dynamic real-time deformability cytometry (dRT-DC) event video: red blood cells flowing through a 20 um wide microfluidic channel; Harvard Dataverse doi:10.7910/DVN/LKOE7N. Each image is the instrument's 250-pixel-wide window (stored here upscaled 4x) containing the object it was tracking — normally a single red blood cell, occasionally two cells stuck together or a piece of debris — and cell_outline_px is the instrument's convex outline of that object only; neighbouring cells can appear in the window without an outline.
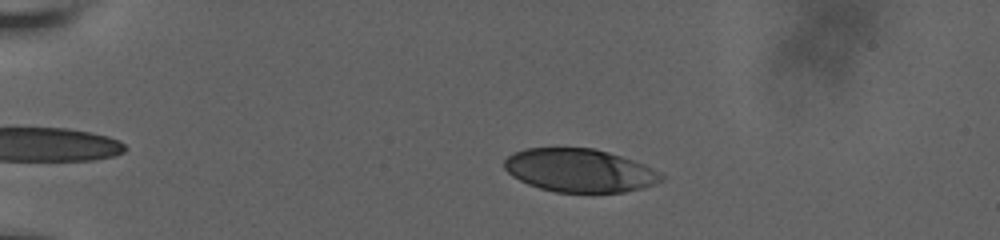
{"species": "human", "species_latin": "Homo sapiens", "temperature_condition": "room temperature", "stored_images_in_passage": 37, "camera_frame_rate_fps": 3000, "um_per_image_px": 0.085, "donor": {"sex": "male"}, "frame": {"image": 1, "passage_image": 5, "time_ms": 1.667, "image_size_px": [1000, 240], "cell_outline_px": [[664, 180], [640, 188], [624, 192], [556, 192], [540, 188], [528, 184], [512, 176], [504, 168], [504, 160], [512, 152], [528, 148], [592, 148], [608, 152], [644, 164], [652, 168], [664, 176]], "centroid_in_image_um": [49.23, 14.48], "position_along_channel_um": 35.8, "area_um2": 39.3}}
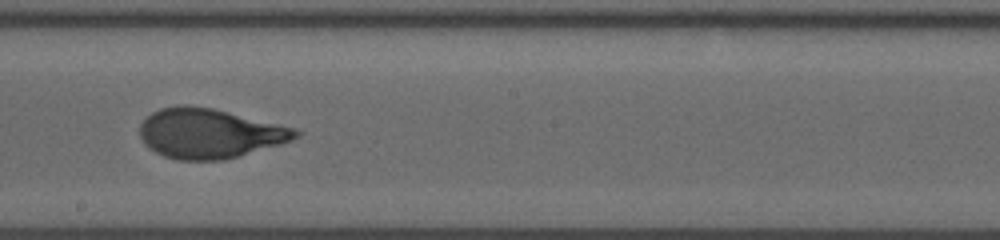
{"frame": {"image": 2, "passage_image": 22, "time_ms": 9.0, "image_size_px": [1000, 240], "cell_outline_px": [[300, 136], [292, 140], [280, 144], [224, 160], [176, 160], [164, 156], [148, 148], [144, 144], [140, 136], [140, 124], [152, 112], [160, 108], [180, 104], [188, 104], [212, 108], [296, 128], [300, 132]], "centroid_in_image_um": [17.78, 11.33], "position_along_channel_um": 230.4, "area_um2": 45.14}}
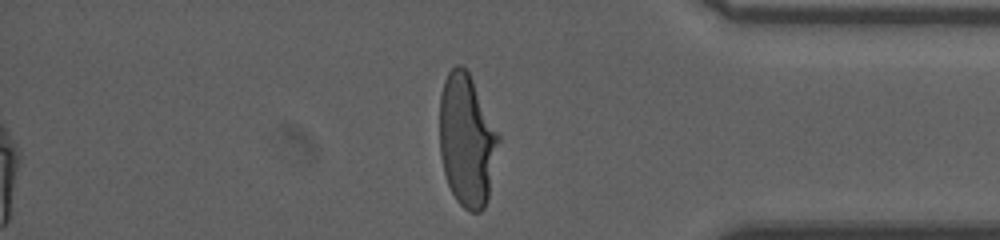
{"frame": {"image": 3, "passage_image": 35, "time_ms": 14.0, "image_size_px": [1000, 240], "cell_outline_px": [[500, 140], [488, 196], [484, 208], [480, 212], [472, 212], [464, 208], [456, 200], [448, 184], [444, 172], [440, 156], [440, 96], [444, 80], [448, 72], [456, 64], [460, 64], [468, 72], [500, 136]], "centroid_in_image_um": [39.67, 11.94], "position_along_channel_um": 395.5, "area_um2": 45.14}, "authors_computed_cell_mechanics": {"area_um2": 44.6216, "velocity_mm_per_s": 3.6402, "shape_relaxation_time_tau1_ms": 4.4007, "shape_relaxation_time_tau2_ms": null, "deformation_change_tau1": 0.2158, "deformation_change_tau2": null}}